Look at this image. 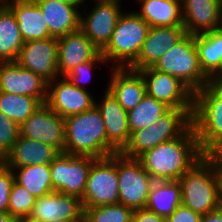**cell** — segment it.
Returning a JSON list of instances; mask_svg holds the SVG:
<instances>
[{"instance_id":"83f0119b","label":"cell","mask_w":222,"mask_h":222,"mask_svg":"<svg viewBox=\"0 0 222 222\" xmlns=\"http://www.w3.org/2000/svg\"><path fill=\"white\" fill-rule=\"evenodd\" d=\"M181 204V186L179 181L160 180L153 182L145 208L167 218Z\"/></svg>"},{"instance_id":"ffe728a7","label":"cell","mask_w":222,"mask_h":222,"mask_svg":"<svg viewBox=\"0 0 222 222\" xmlns=\"http://www.w3.org/2000/svg\"><path fill=\"white\" fill-rule=\"evenodd\" d=\"M101 101L99 104L95 102V105L102 115L107 141L118 153H121L128 145L131 136L127 112L108 90L105 91Z\"/></svg>"},{"instance_id":"8fae6325","label":"cell","mask_w":222,"mask_h":222,"mask_svg":"<svg viewBox=\"0 0 222 222\" xmlns=\"http://www.w3.org/2000/svg\"><path fill=\"white\" fill-rule=\"evenodd\" d=\"M145 82L146 94L171 109L194 110V93L175 76L153 66L138 71Z\"/></svg>"},{"instance_id":"f546056e","label":"cell","mask_w":222,"mask_h":222,"mask_svg":"<svg viewBox=\"0 0 222 222\" xmlns=\"http://www.w3.org/2000/svg\"><path fill=\"white\" fill-rule=\"evenodd\" d=\"M12 171L14 181L25 187L36 198L53 193L50 165H29L13 168Z\"/></svg>"},{"instance_id":"d6986e66","label":"cell","mask_w":222,"mask_h":222,"mask_svg":"<svg viewBox=\"0 0 222 222\" xmlns=\"http://www.w3.org/2000/svg\"><path fill=\"white\" fill-rule=\"evenodd\" d=\"M100 50L79 29L58 38L59 76L64 77L79 64L94 58Z\"/></svg>"},{"instance_id":"277c9868","label":"cell","mask_w":222,"mask_h":222,"mask_svg":"<svg viewBox=\"0 0 222 222\" xmlns=\"http://www.w3.org/2000/svg\"><path fill=\"white\" fill-rule=\"evenodd\" d=\"M149 28L135 11L122 13L110 42L101 51L105 60L118 62L115 68H129L137 60Z\"/></svg>"},{"instance_id":"f1b7e54d","label":"cell","mask_w":222,"mask_h":222,"mask_svg":"<svg viewBox=\"0 0 222 222\" xmlns=\"http://www.w3.org/2000/svg\"><path fill=\"white\" fill-rule=\"evenodd\" d=\"M24 41L9 7L0 9V62L16 61Z\"/></svg>"},{"instance_id":"5bb4252c","label":"cell","mask_w":222,"mask_h":222,"mask_svg":"<svg viewBox=\"0 0 222 222\" xmlns=\"http://www.w3.org/2000/svg\"><path fill=\"white\" fill-rule=\"evenodd\" d=\"M15 62L22 68L40 75L47 82L59 78L58 38L24 42Z\"/></svg>"},{"instance_id":"4dcf8cb0","label":"cell","mask_w":222,"mask_h":222,"mask_svg":"<svg viewBox=\"0 0 222 222\" xmlns=\"http://www.w3.org/2000/svg\"><path fill=\"white\" fill-rule=\"evenodd\" d=\"M170 109L165 103L146 94L134 109L127 112L130 133L149 127Z\"/></svg>"},{"instance_id":"9a60e30c","label":"cell","mask_w":222,"mask_h":222,"mask_svg":"<svg viewBox=\"0 0 222 222\" xmlns=\"http://www.w3.org/2000/svg\"><path fill=\"white\" fill-rule=\"evenodd\" d=\"M60 78L48 82L45 104L51 110L66 118L83 113L95 105L96 99L88 90L72 85L65 77Z\"/></svg>"},{"instance_id":"ee69618b","label":"cell","mask_w":222,"mask_h":222,"mask_svg":"<svg viewBox=\"0 0 222 222\" xmlns=\"http://www.w3.org/2000/svg\"><path fill=\"white\" fill-rule=\"evenodd\" d=\"M211 83L222 93V76L213 78Z\"/></svg>"},{"instance_id":"681fc988","label":"cell","mask_w":222,"mask_h":222,"mask_svg":"<svg viewBox=\"0 0 222 222\" xmlns=\"http://www.w3.org/2000/svg\"><path fill=\"white\" fill-rule=\"evenodd\" d=\"M219 3H220L221 13H222V0H219Z\"/></svg>"},{"instance_id":"4fadbf2b","label":"cell","mask_w":222,"mask_h":222,"mask_svg":"<svg viewBox=\"0 0 222 222\" xmlns=\"http://www.w3.org/2000/svg\"><path fill=\"white\" fill-rule=\"evenodd\" d=\"M20 136L49 144L60 153L65 152L64 118L46 104L41 105L20 125Z\"/></svg>"},{"instance_id":"ba28073f","label":"cell","mask_w":222,"mask_h":222,"mask_svg":"<svg viewBox=\"0 0 222 222\" xmlns=\"http://www.w3.org/2000/svg\"><path fill=\"white\" fill-rule=\"evenodd\" d=\"M81 202L84 210L119 203L118 153L92 163Z\"/></svg>"},{"instance_id":"2e32d148","label":"cell","mask_w":222,"mask_h":222,"mask_svg":"<svg viewBox=\"0 0 222 222\" xmlns=\"http://www.w3.org/2000/svg\"><path fill=\"white\" fill-rule=\"evenodd\" d=\"M47 90L48 82L40 75L22 68L15 61L0 62V92L29 95L45 104Z\"/></svg>"},{"instance_id":"8992f818","label":"cell","mask_w":222,"mask_h":222,"mask_svg":"<svg viewBox=\"0 0 222 222\" xmlns=\"http://www.w3.org/2000/svg\"><path fill=\"white\" fill-rule=\"evenodd\" d=\"M175 76L194 94L211 82L200 66L194 35L186 34L153 66Z\"/></svg>"},{"instance_id":"44dd1931","label":"cell","mask_w":222,"mask_h":222,"mask_svg":"<svg viewBox=\"0 0 222 222\" xmlns=\"http://www.w3.org/2000/svg\"><path fill=\"white\" fill-rule=\"evenodd\" d=\"M182 13L183 27L191 35L219 29L222 20L219 0H184Z\"/></svg>"},{"instance_id":"ac0fdd59","label":"cell","mask_w":222,"mask_h":222,"mask_svg":"<svg viewBox=\"0 0 222 222\" xmlns=\"http://www.w3.org/2000/svg\"><path fill=\"white\" fill-rule=\"evenodd\" d=\"M185 35L183 26L150 27L141 52L129 69L139 71L154 66Z\"/></svg>"},{"instance_id":"8d00e7d4","label":"cell","mask_w":222,"mask_h":222,"mask_svg":"<svg viewBox=\"0 0 222 222\" xmlns=\"http://www.w3.org/2000/svg\"><path fill=\"white\" fill-rule=\"evenodd\" d=\"M14 174L3 161H0V212L8 211L10 191Z\"/></svg>"},{"instance_id":"6da1fadb","label":"cell","mask_w":222,"mask_h":222,"mask_svg":"<svg viewBox=\"0 0 222 222\" xmlns=\"http://www.w3.org/2000/svg\"><path fill=\"white\" fill-rule=\"evenodd\" d=\"M204 156L191 125L181 136L146 151L138 160L155 180H178Z\"/></svg>"},{"instance_id":"b9f144b4","label":"cell","mask_w":222,"mask_h":222,"mask_svg":"<svg viewBox=\"0 0 222 222\" xmlns=\"http://www.w3.org/2000/svg\"><path fill=\"white\" fill-rule=\"evenodd\" d=\"M215 166L219 181L220 203L222 206V158H215Z\"/></svg>"},{"instance_id":"7bdbcfd3","label":"cell","mask_w":222,"mask_h":222,"mask_svg":"<svg viewBox=\"0 0 222 222\" xmlns=\"http://www.w3.org/2000/svg\"><path fill=\"white\" fill-rule=\"evenodd\" d=\"M0 222H19L8 211L0 212Z\"/></svg>"},{"instance_id":"e575fe53","label":"cell","mask_w":222,"mask_h":222,"mask_svg":"<svg viewBox=\"0 0 222 222\" xmlns=\"http://www.w3.org/2000/svg\"><path fill=\"white\" fill-rule=\"evenodd\" d=\"M20 135V126L0 112V161L12 150Z\"/></svg>"},{"instance_id":"1f68e13d","label":"cell","mask_w":222,"mask_h":222,"mask_svg":"<svg viewBox=\"0 0 222 222\" xmlns=\"http://www.w3.org/2000/svg\"><path fill=\"white\" fill-rule=\"evenodd\" d=\"M43 103L29 95H15L0 92V112L19 126L25 122Z\"/></svg>"},{"instance_id":"d590c367","label":"cell","mask_w":222,"mask_h":222,"mask_svg":"<svg viewBox=\"0 0 222 222\" xmlns=\"http://www.w3.org/2000/svg\"><path fill=\"white\" fill-rule=\"evenodd\" d=\"M99 63H107L105 58L102 55V52L100 51L94 58L79 64L77 67H75L70 73H68L66 76H64L67 81H69L72 85H75L79 87L80 89H86L82 85L85 82H88L91 80L92 76V70L97 66ZM82 84V85H81Z\"/></svg>"},{"instance_id":"f35d334b","label":"cell","mask_w":222,"mask_h":222,"mask_svg":"<svg viewBox=\"0 0 222 222\" xmlns=\"http://www.w3.org/2000/svg\"><path fill=\"white\" fill-rule=\"evenodd\" d=\"M131 222H166V218L147 208H141L134 210Z\"/></svg>"},{"instance_id":"5b68a950","label":"cell","mask_w":222,"mask_h":222,"mask_svg":"<svg viewBox=\"0 0 222 222\" xmlns=\"http://www.w3.org/2000/svg\"><path fill=\"white\" fill-rule=\"evenodd\" d=\"M192 114L193 110L170 109L149 127L132 132L121 154L138 159L155 146L176 139L192 125Z\"/></svg>"},{"instance_id":"e0dca14e","label":"cell","mask_w":222,"mask_h":222,"mask_svg":"<svg viewBox=\"0 0 222 222\" xmlns=\"http://www.w3.org/2000/svg\"><path fill=\"white\" fill-rule=\"evenodd\" d=\"M57 219L84 221L81 200L58 192L36 198L32 212L25 222H48Z\"/></svg>"},{"instance_id":"3957f363","label":"cell","mask_w":222,"mask_h":222,"mask_svg":"<svg viewBox=\"0 0 222 222\" xmlns=\"http://www.w3.org/2000/svg\"><path fill=\"white\" fill-rule=\"evenodd\" d=\"M182 204L205 215L221 207L215 158L203 156L179 179Z\"/></svg>"},{"instance_id":"4316f807","label":"cell","mask_w":222,"mask_h":222,"mask_svg":"<svg viewBox=\"0 0 222 222\" xmlns=\"http://www.w3.org/2000/svg\"><path fill=\"white\" fill-rule=\"evenodd\" d=\"M201 69L212 80L222 76V32L219 29L194 35Z\"/></svg>"},{"instance_id":"f907efd6","label":"cell","mask_w":222,"mask_h":222,"mask_svg":"<svg viewBox=\"0 0 222 222\" xmlns=\"http://www.w3.org/2000/svg\"><path fill=\"white\" fill-rule=\"evenodd\" d=\"M175 1H177V2L182 4L184 0H175Z\"/></svg>"},{"instance_id":"74e56055","label":"cell","mask_w":222,"mask_h":222,"mask_svg":"<svg viewBox=\"0 0 222 222\" xmlns=\"http://www.w3.org/2000/svg\"><path fill=\"white\" fill-rule=\"evenodd\" d=\"M166 222H201V215L181 204L166 218Z\"/></svg>"},{"instance_id":"d4e9b609","label":"cell","mask_w":222,"mask_h":222,"mask_svg":"<svg viewBox=\"0 0 222 222\" xmlns=\"http://www.w3.org/2000/svg\"><path fill=\"white\" fill-rule=\"evenodd\" d=\"M8 7L17 19L24 42L51 37L44 15L34 0H10Z\"/></svg>"},{"instance_id":"7dc6e473","label":"cell","mask_w":222,"mask_h":222,"mask_svg":"<svg viewBox=\"0 0 222 222\" xmlns=\"http://www.w3.org/2000/svg\"><path fill=\"white\" fill-rule=\"evenodd\" d=\"M48 222H84V221H66V220H62V219H57V220H52V221H48Z\"/></svg>"},{"instance_id":"d6a6232c","label":"cell","mask_w":222,"mask_h":222,"mask_svg":"<svg viewBox=\"0 0 222 222\" xmlns=\"http://www.w3.org/2000/svg\"><path fill=\"white\" fill-rule=\"evenodd\" d=\"M133 212L120 203L88 207L84 210V222H131Z\"/></svg>"},{"instance_id":"60d3db41","label":"cell","mask_w":222,"mask_h":222,"mask_svg":"<svg viewBox=\"0 0 222 222\" xmlns=\"http://www.w3.org/2000/svg\"><path fill=\"white\" fill-rule=\"evenodd\" d=\"M201 222H222V206L201 216Z\"/></svg>"},{"instance_id":"30bf717a","label":"cell","mask_w":222,"mask_h":222,"mask_svg":"<svg viewBox=\"0 0 222 222\" xmlns=\"http://www.w3.org/2000/svg\"><path fill=\"white\" fill-rule=\"evenodd\" d=\"M155 180L144 170L138 159L118 153L119 203L133 210L145 208L148 194Z\"/></svg>"},{"instance_id":"7402d4cb","label":"cell","mask_w":222,"mask_h":222,"mask_svg":"<svg viewBox=\"0 0 222 222\" xmlns=\"http://www.w3.org/2000/svg\"><path fill=\"white\" fill-rule=\"evenodd\" d=\"M107 90L126 112L134 109L146 95L142 75L129 68H113Z\"/></svg>"},{"instance_id":"836d02e7","label":"cell","mask_w":222,"mask_h":222,"mask_svg":"<svg viewBox=\"0 0 222 222\" xmlns=\"http://www.w3.org/2000/svg\"><path fill=\"white\" fill-rule=\"evenodd\" d=\"M35 201L36 197L32 193L14 181L10 191L8 212L19 222H25L32 212Z\"/></svg>"},{"instance_id":"52a82bcc","label":"cell","mask_w":222,"mask_h":222,"mask_svg":"<svg viewBox=\"0 0 222 222\" xmlns=\"http://www.w3.org/2000/svg\"><path fill=\"white\" fill-rule=\"evenodd\" d=\"M192 125L203 153L222 135V93L211 82L194 94Z\"/></svg>"},{"instance_id":"cb8c5ba5","label":"cell","mask_w":222,"mask_h":222,"mask_svg":"<svg viewBox=\"0 0 222 222\" xmlns=\"http://www.w3.org/2000/svg\"><path fill=\"white\" fill-rule=\"evenodd\" d=\"M59 154L60 152L49 144L19 135L12 150L2 161L10 169L29 165H50Z\"/></svg>"},{"instance_id":"c3c4849f","label":"cell","mask_w":222,"mask_h":222,"mask_svg":"<svg viewBox=\"0 0 222 222\" xmlns=\"http://www.w3.org/2000/svg\"><path fill=\"white\" fill-rule=\"evenodd\" d=\"M219 30L222 32V20H221V23L219 25Z\"/></svg>"},{"instance_id":"bcb514c9","label":"cell","mask_w":222,"mask_h":222,"mask_svg":"<svg viewBox=\"0 0 222 222\" xmlns=\"http://www.w3.org/2000/svg\"><path fill=\"white\" fill-rule=\"evenodd\" d=\"M10 0H0V9L8 7Z\"/></svg>"},{"instance_id":"7c38bea8","label":"cell","mask_w":222,"mask_h":222,"mask_svg":"<svg viewBox=\"0 0 222 222\" xmlns=\"http://www.w3.org/2000/svg\"><path fill=\"white\" fill-rule=\"evenodd\" d=\"M92 10L85 17L80 15V30L102 51L110 42L120 18V0H95Z\"/></svg>"},{"instance_id":"f6af8a7d","label":"cell","mask_w":222,"mask_h":222,"mask_svg":"<svg viewBox=\"0 0 222 222\" xmlns=\"http://www.w3.org/2000/svg\"><path fill=\"white\" fill-rule=\"evenodd\" d=\"M56 1L63 2V3H72L78 6L83 3L85 4V0H56Z\"/></svg>"},{"instance_id":"484cf974","label":"cell","mask_w":222,"mask_h":222,"mask_svg":"<svg viewBox=\"0 0 222 222\" xmlns=\"http://www.w3.org/2000/svg\"><path fill=\"white\" fill-rule=\"evenodd\" d=\"M141 9L136 13L150 27L183 26L182 4L175 0H137Z\"/></svg>"},{"instance_id":"603a6c76","label":"cell","mask_w":222,"mask_h":222,"mask_svg":"<svg viewBox=\"0 0 222 222\" xmlns=\"http://www.w3.org/2000/svg\"><path fill=\"white\" fill-rule=\"evenodd\" d=\"M48 24L51 37L60 38L80 29V6L56 0H34Z\"/></svg>"},{"instance_id":"ab89813d","label":"cell","mask_w":222,"mask_h":222,"mask_svg":"<svg viewBox=\"0 0 222 222\" xmlns=\"http://www.w3.org/2000/svg\"><path fill=\"white\" fill-rule=\"evenodd\" d=\"M203 154L209 158H222V135Z\"/></svg>"},{"instance_id":"7a4b0ae2","label":"cell","mask_w":222,"mask_h":222,"mask_svg":"<svg viewBox=\"0 0 222 222\" xmlns=\"http://www.w3.org/2000/svg\"><path fill=\"white\" fill-rule=\"evenodd\" d=\"M65 152L96 159L118 152L108 143L102 115L96 105L83 113L64 118Z\"/></svg>"},{"instance_id":"9c48e42d","label":"cell","mask_w":222,"mask_h":222,"mask_svg":"<svg viewBox=\"0 0 222 222\" xmlns=\"http://www.w3.org/2000/svg\"><path fill=\"white\" fill-rule=\"evenodd\" d=\"M93 157L60 153L50 164L53 192L83 199Z\"/></svg>"}]
</instances>
